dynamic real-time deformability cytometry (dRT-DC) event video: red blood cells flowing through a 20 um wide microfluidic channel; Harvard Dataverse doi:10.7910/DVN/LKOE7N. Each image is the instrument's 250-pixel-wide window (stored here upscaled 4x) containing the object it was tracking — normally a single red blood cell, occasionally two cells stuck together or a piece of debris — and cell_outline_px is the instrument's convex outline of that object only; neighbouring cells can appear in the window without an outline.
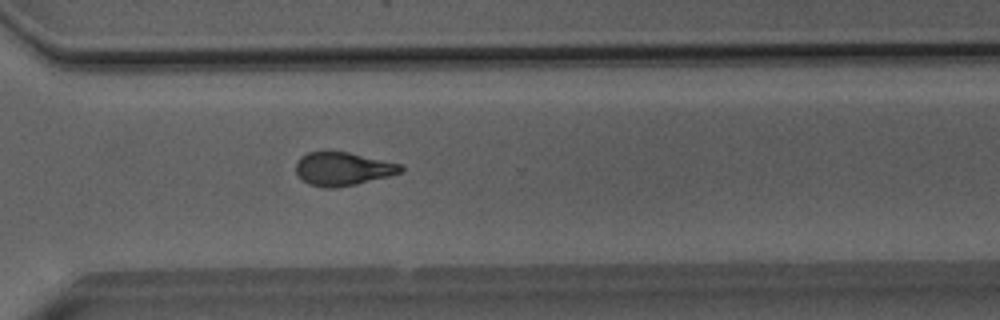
{"species": "Egyptian fruit bat (a non-hibernating species)", "species_latin": "Rousettus aegyptiacus", "temperature_condition": "room temperature", "stored_images_in_passage": 51, "camera_frame_rate_fps": 3000, "um_per_image_px": 0.085, "animal": {"sex": "male"}, "frame": {"image": 1, "passage_image": 37, "time_ms": 12.0, "image_size_px": [1000, 320], "cell_outline_px": [[404, 172], [356, 184], [336, 188], [324, 188], [308, 184], [296, 172], [296, 164], [300, 156], [308, 152], [348, 152], [400, 164], [404, 168]], "centroid_in_image_um": [29.13, 14.36], "position_along_channel_um": 341.5, "area_um2": 20.23}}
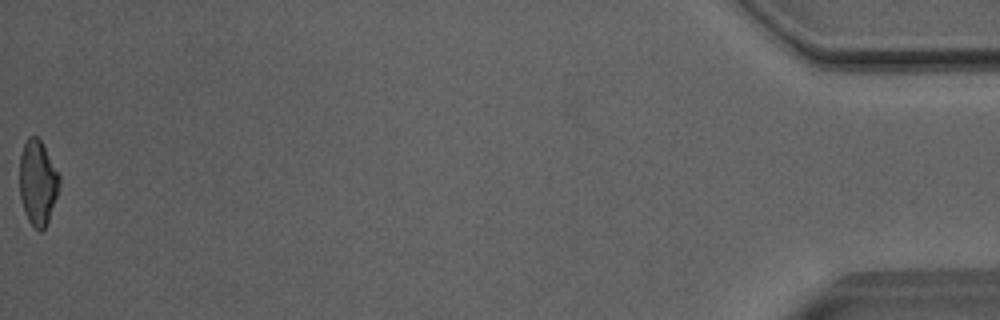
{"frame": {"image": 2, "passage_image": 51, "time_ms": 16.667, "image_size_px": [1000, 320], "cell_outline_px": [[60, 184], [48, 220], [44, 228], [40, 232], [28, 220], [20, 196], [20, 156], [24, 144], [28, 136], [36, 136], [40, 140], [60, 176]], "centroid_in_image_um": [3.2, 15.5], "position_along_channel_um": 432.0, "area_um2": 19.19}, "authors_computed_cell_mechanics": {"area_um2": 20.9236, "velocity_mm_per_s": 4.0863, "shape_relaxation_time_tau1_ms": 8.0529, "shape_relaxation_time_tau2_ms": 2.6936, "deformation_change_tau1": 0.2112, "deformation_change_tau2": 0.1033}}